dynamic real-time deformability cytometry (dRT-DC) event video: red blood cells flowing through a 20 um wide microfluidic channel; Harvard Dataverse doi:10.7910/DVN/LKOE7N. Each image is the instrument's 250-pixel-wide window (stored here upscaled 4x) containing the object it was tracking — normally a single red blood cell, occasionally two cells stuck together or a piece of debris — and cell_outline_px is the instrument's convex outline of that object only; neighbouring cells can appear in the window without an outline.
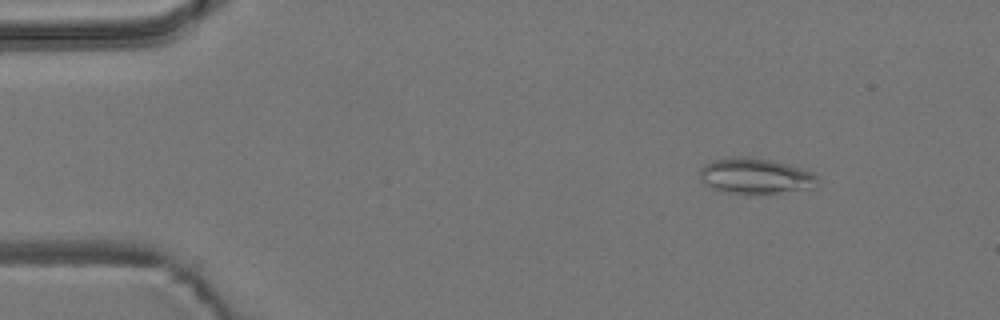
{"species": "common noctule bat (a hibernating species)", "species_latin": "Nyctalus noctula", "temperature_condition": "room temperature", "stored_images_in_passage": 8, "camera_frame_rate_fps": 3000, "um_per_image_px": 0.085, "animal": {"sex": "male", "body_mass_g": 19.2, "forearm_length_mm": 51.8}, "frame": {"image": 1, "passage_image": 1, "time_ms": 0.0, "image_size_px": [1000, 320], "cell_outline_px": [[820, 180], [816, 188], [780, 192], [720, 192], [704, 184], [700, 176], [700, 168], [704, 164], [716, 160], [772, 160], [788, 164], [812, 172]], "centroid_in_image_um": [64.27, 15.0], "position_along_channel_um": 20.7, "area_um2": 23.29}}
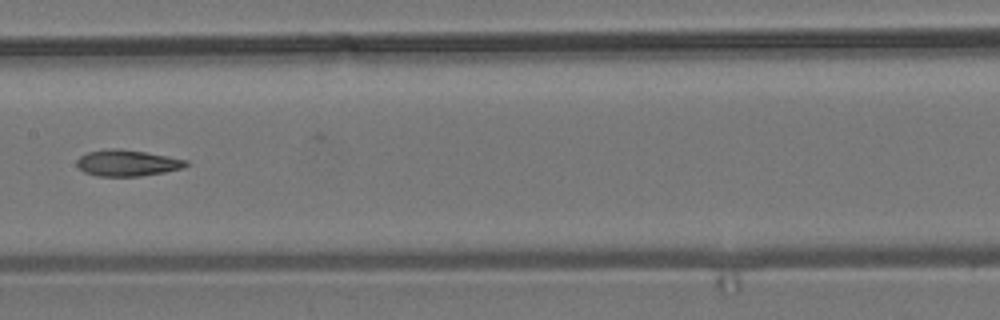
{"frame": {"image": 2, "passage_image": 7, "time_ms": 2.0, "image_size_px": [1000, 320], "cell_outline_px": [[188, 164], [184, 168], [164, 172], [140, 176], [96, 176], [84, 172], [76, 164], [76, 160], [80, 156], [88, 152], [108, 148], [120, 148], [168, 156], [188, 160]], "centroid_in_image_um": [10.81, 13.85], "position_along_channel_um": 196.6, "area_um2": 16.76}}
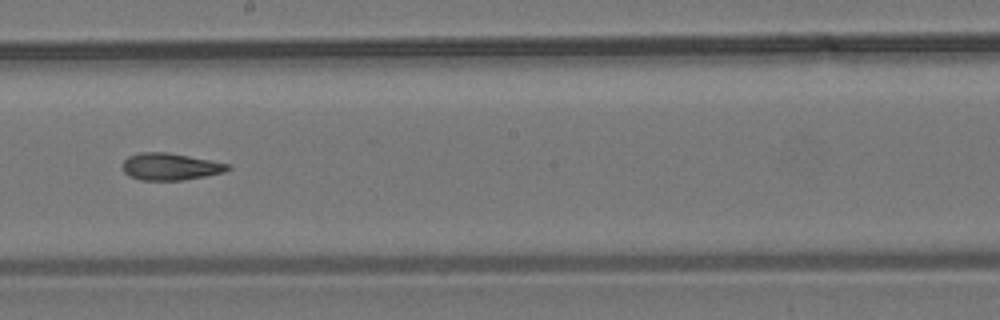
{"frame": {"image": 3, "passage_image": 8, "time_ms": 2.333, "image_size_px": [1000, 320], "cell_outline_px": [[232, 168], [224, 172], [184, 180], [140, 180], [128, 176], [124, 172], [124, 160], [128, 156], [140, 152], [168, 152], [228, 164]], "centroid_in_image_um": [14.45, 14.16], "position_along_channel_um": 233.8, "area_um2": 16.42}}